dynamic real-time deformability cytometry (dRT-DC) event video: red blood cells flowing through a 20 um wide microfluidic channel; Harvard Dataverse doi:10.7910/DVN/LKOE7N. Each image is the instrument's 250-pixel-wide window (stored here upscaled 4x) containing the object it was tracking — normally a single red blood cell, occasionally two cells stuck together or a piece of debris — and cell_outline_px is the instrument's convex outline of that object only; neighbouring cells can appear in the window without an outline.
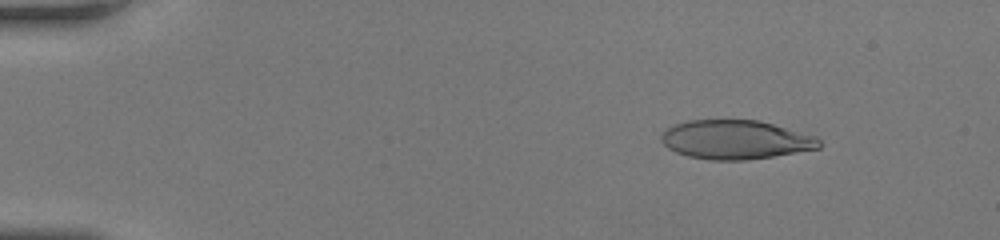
{"species": "human", "species_latin": "Homo sapiens", "temperature_condition": "room temperature", "stored_images_in_passage": 50, "camera_frame_rate_fps": 3000, "um_per_image_px": 0.085, "donor": {"sex": "female"}, "frame": {"image": 1, "passage_image": 7, "time_ms": 2.0, "image_size_px": [1000, 240], "cell_outline_px": [[820, 148], [772, 156], [744, 160], [712, 160], [688, 156], [676, 152], [668, 148], [660, 140], [660, 136], [668, 128], [676, 124], [688, 120], [760, 120], [816, 136], [820, 140]], "centroid_in_image_um": [62.52, 11.87], "position_along_channel_um": 22.5, "area_um2": 35.72}}
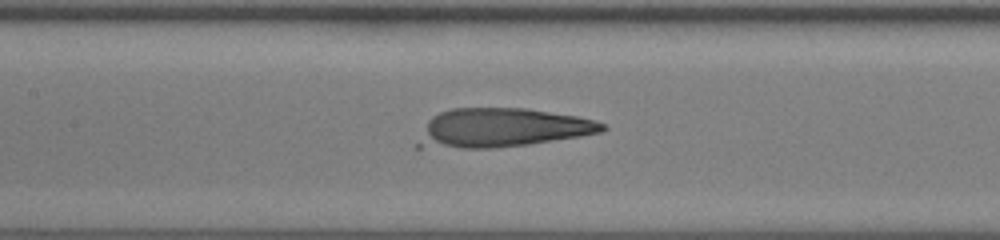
{"frame": {"image": 2, "passage_image": 25, "time_ms": 8.0, "image_size_px": [1000, 240], "cell_outline_px": [[608, 128], [604, 132], [580, 136], [528, 144], [492, 148], [416, 148], [416, 144], [428, 120], [432, 116], [440, 112], [452, 108], [528, 108], [576, 116], [592, 120], [604, 124]], "centroid_in_image_um": [42.63, 10.87], "position_along_channel_um": 164.8, "area_um2": 41.85}}
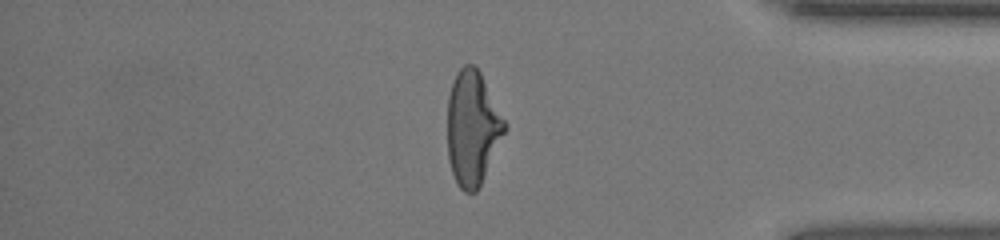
{"frame": {"image": 3, "passage_image": 43, "time_ms": 14.0, "image_size_px": [1000, 240], "cell_outline_px": [[508, 128], [476, 192], [464, 192], [456, 184], [448, 160], [448, 96], [456, 72], [464, 64], [476, 64], [508, 124]], "centroid_in_image_um": [40.17, 10.86], "position_along_channel_um": 395.0, "area_um2": 38.38}, "authors_computed_cell_mechanics": {"area_um2": 38.4081, "velocity_mm_per_s": 4.2283, "shape_relaxation_time_tau1_ms": 6.211, "shape_relaxation_time_tau2_ms": 0.8834, "deformation_change_tau1": 0.3025, "deformation_change_tau2": 0.1242}}